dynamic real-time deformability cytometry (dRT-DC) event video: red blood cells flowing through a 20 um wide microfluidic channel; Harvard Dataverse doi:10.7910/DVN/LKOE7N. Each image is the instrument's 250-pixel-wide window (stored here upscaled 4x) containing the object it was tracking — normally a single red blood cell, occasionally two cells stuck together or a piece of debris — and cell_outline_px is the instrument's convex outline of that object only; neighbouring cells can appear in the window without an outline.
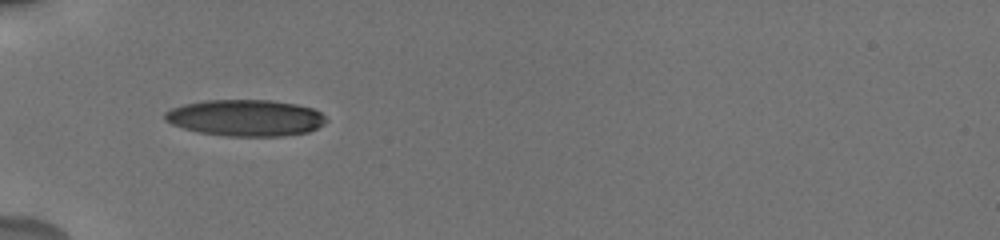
{"species": "human", "species_latin": "Homo sapiens", "temperature_condition": "cold", "stored_images_in_passage": 8, "camera_frame_rate_fps": 3000, "um_per_image_px": 0.085, "donor": {"sex": "male"}, "frame": {"image": 1, "passage_image": 1, "time_ms": 0.0, "image_size_px": [1000, 240], "cell_outline_px": [[328, 120], [324, 124], [308, 132], [280, 136], [228, 136], [200, 132], [184, 128], [172, 124], [164, 120], [164, 112], [172, 108], [184, 104], [204, 100], [272, 100], [296, 104], [312, 108], [320, 112]], "centroid_in_image_um": [20.87, 10.01], "position_along_channel_um": 64.1, "area_um2": 34.22}}
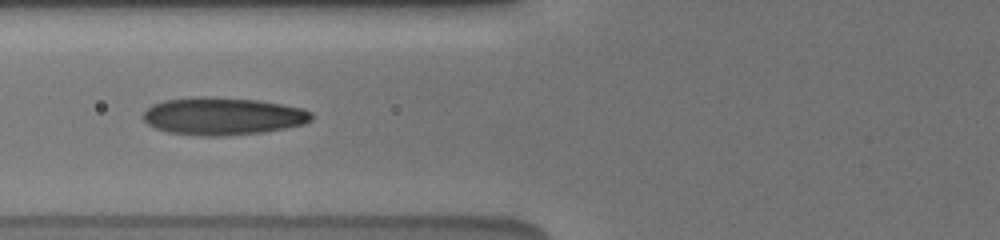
{"frame": {"image": 2, "passage_image": 6, "time_ms": 1.333, "image_size_px": [1000, 240], "cell_outline_px": [[312, 120], [304, 124], [264, 132], [224, 136], [200, 136], [168, 132], [156, 128], [148, 124], [140, 116], [152, 104], [164, 100], [200, 96], [212, 96], [260, 100], [304, 108], [312, 112]], "centroid_in_image_um": [18.94, 9.87], "position_along_channel_um": 106.9, "area_um2": 37.22}}